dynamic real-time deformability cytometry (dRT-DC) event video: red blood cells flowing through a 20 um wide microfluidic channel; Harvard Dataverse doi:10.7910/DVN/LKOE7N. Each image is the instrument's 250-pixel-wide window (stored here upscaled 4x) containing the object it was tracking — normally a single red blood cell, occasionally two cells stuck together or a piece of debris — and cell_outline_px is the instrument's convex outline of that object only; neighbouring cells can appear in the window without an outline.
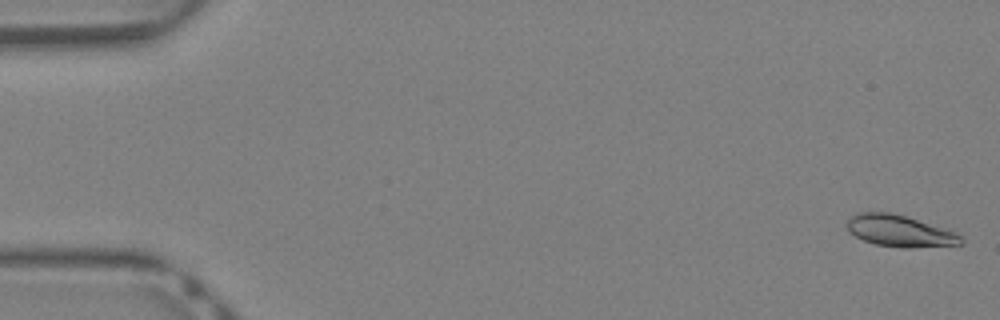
{"species": "Egyptian fruit bat (a non-hibernating species)", "species_latin": "Rousettus aegyptiacus", "temperature_condition": "warm", "stored_images_in_passage": 41, "camera_frame_rate_fps": 3000, "um_per_image_px": 0.085, "animal": {"sex": "female"}, "frame": {"image": 1, "passage_image": 1, "time_ms": 0.0, "image_size_px": [1000, 320], "cell_outline_px": [[964, 244], [912, 248], [904, 248], [876, 244], [864, 240], [856, 236], [844, 224], [856, 212], [892, 212], [948, 228], [960, 232], [964, 240]], "centroid_in_image_um": [76.57, 19.62], "position_along_channel_um": 8.4, "area_um2": 21.39}}
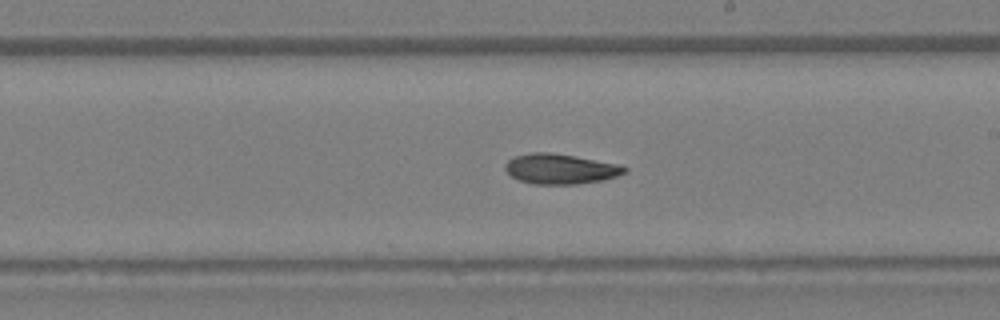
{"frame": {"image": 2, "passage_image": 24, "time_ms": 7.667, "image_size_px": [1000, 320], "cell_outline_px": [[628, 168], [624, 172], [616, 176], [600, 180], [576, 184], [532, 184], [520, 180], [512, 176], [504, 168], [508, 160], [516, 156], [532, 152], [548, 152], [572, 156], [616, 164]], "centroid_in_image_um": [47.58, 14.36], "position_along_channel_um": 241.4, "area_um2": 20.4}}
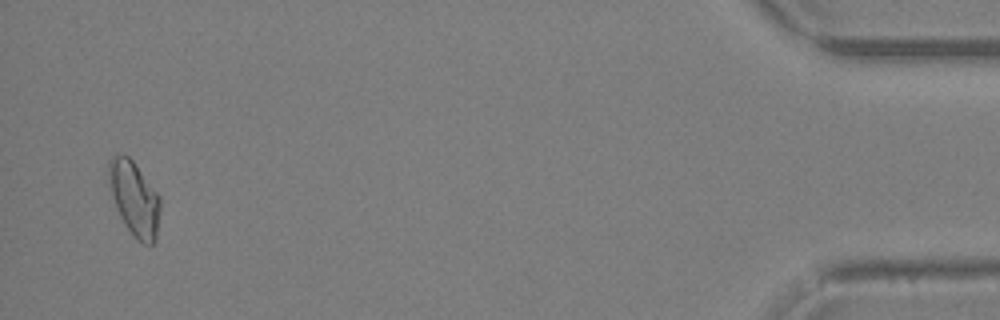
{"frame": {"image": 3, "passage_image": 40, "time_ms": 13.0, "image_size_px": [1000, 320], "cell_outline_px": [[160, 208], [156, 240], [152, 244], [144, 244], [136, 240], [124, 224], [120, 216], [112, 196], [108, 176], [108, 160], [116, 152], [128, 156], [132, 160], [160, 196]], "centroid_in_image_um": [11.41, 16.87], "position_along_channel_um": 423.8, "area_um2": 22.37}}